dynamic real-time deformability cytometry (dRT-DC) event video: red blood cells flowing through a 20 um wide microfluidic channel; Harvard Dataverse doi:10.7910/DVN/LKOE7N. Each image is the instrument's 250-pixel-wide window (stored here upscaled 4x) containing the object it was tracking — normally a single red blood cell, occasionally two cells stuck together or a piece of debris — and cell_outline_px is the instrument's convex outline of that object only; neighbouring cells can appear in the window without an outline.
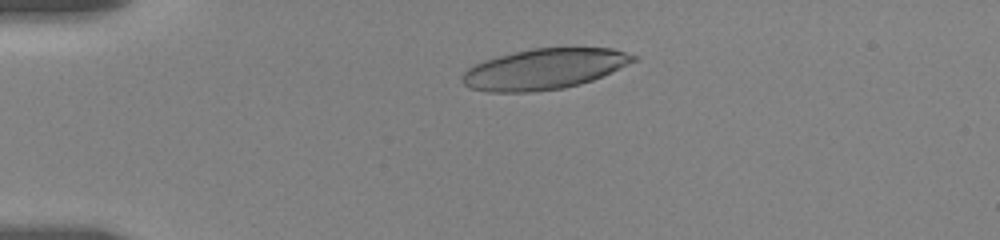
{"species": "human", "species_latin": "Homo sapiens", "temperature_condition": "room temperature", "stored_images_in_passage": 60, "camera_frame_rate_fps": 3000, "um_per_image_px": 0.085, "donor": {"sex": "female"}, "frame": {"image": 1, "passage_image": 16, "time_ms": 3.333, "image_size_px": [1000, 240], "cell_outline_px": [[636, 60], [612, 72], [592, 80], [580, 84], [564, 88], [532, 92], [488, 92], [468, 88], [460, 80], [460, 76], [468, 68], [484, 60], [532, 48], [612, 48], [636, 56]], "centroid_in_image_um": [46.22, 5.88], "position_along_channel_um": 38.8, "area_um2": 40.34}}
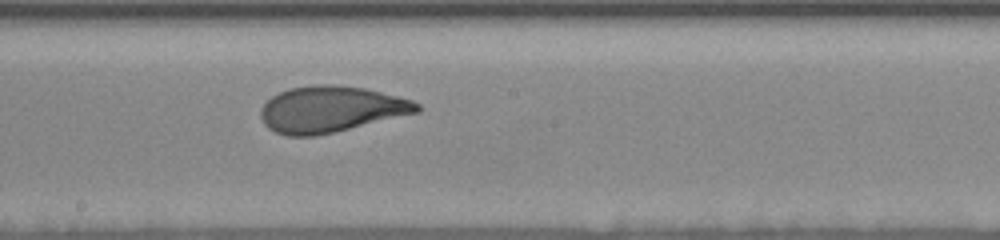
{"frame": {"image": 2, "passage_image": 41, "time_ms": 9.667, "image_size_px": [1000, 240], "cell_outline_px": [[424, 108], [420, 112], [316, 136], [288, 136], [276, 132], [268, 128], [264, 124], [260, 116], [260, 108], [272, 96], [288, 88], [316, 84], [332, 84], [364, 88], [412, 100], [420, 104]], "centroid_in_image_um": [28.12, 9.28], "position_along_channel_um": 220.1, "area_um2": 42.08}}
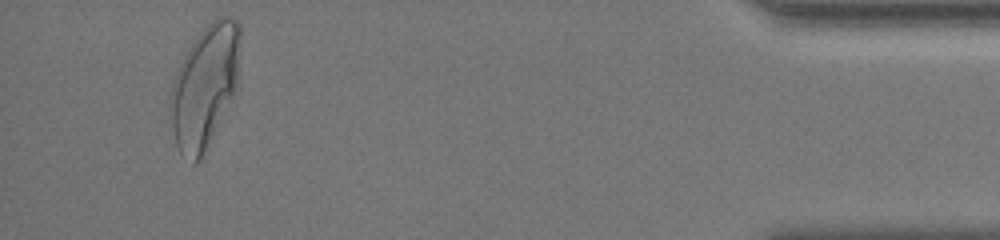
{"frame": {"image": 3, "passage_image": 58, "time_ms": 17.0, "image_size_px": [1000, 240], "cell_outline_px": [[240, 44], [236, 92], [200, 160], [192, 164], [180, 152], [176, 144], [168, 104], [172, 84], [176, 72], [188, 48], [196, 36], [212, 20], [220, 16], [228, 16], [236, 20], [240, 24]], "centroid_in_image_um": [17.41, 7.32], "position_along_channel_um": 417.8, "area_um2": 49.77}, "authors_computed_cell_mechanics": {"area_um2": 41.2114, "velocity_mm_per_s": 3.5226, "shape_relaxation_time_tau1_ms": 5.1074, "shape_relaxation_time_tau2_ms": 1.0894, "deformation_change_tau1": 0.2217, "deformation_change_tau2": 0.0802}}